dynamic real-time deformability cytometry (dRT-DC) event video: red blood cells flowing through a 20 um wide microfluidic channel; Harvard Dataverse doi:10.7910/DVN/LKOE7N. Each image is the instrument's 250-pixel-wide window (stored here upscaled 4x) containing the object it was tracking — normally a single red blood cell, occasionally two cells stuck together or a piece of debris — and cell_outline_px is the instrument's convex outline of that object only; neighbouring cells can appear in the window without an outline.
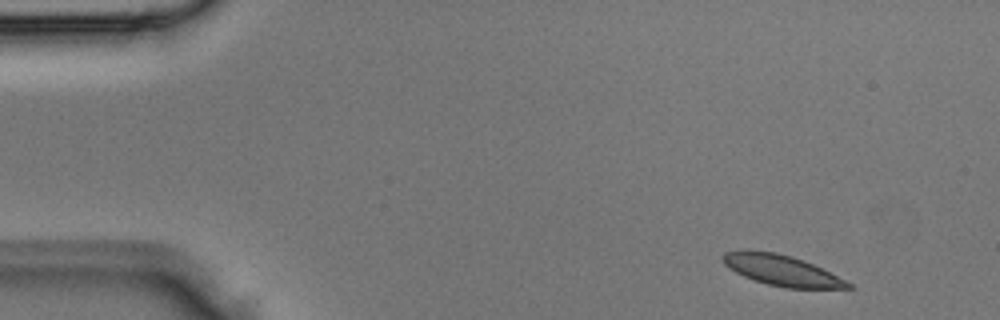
{"species": "Egyptian fruit bat (a non-hibernating species)", "species_latin": "Rousettus aegyptiacus", "temperature_condition": "room temperature", "stored_images_in_passage": 4, "segment_of_instrument_passage": [1, 2], "camera_frame_rate_fps": 3000, "um_per_image_px": 0.085, "animal": {"sex": "male"}, "frame": {"image": 1, "passage_image": 1, "time_ms": 0.0, "image_size_px": [1000, 320], "cell_outline_px": [[856, 288], [784, 288], [752, 280], [728, 268], [724, 264], [724, 252], [740, 248], [776, 252], [792, 256], [804, 260], [852, 284]], "centroid_in_image_um": [66.37, 22.95], "position_along_channel_um": 18.6, "area_um2": 22.43}}